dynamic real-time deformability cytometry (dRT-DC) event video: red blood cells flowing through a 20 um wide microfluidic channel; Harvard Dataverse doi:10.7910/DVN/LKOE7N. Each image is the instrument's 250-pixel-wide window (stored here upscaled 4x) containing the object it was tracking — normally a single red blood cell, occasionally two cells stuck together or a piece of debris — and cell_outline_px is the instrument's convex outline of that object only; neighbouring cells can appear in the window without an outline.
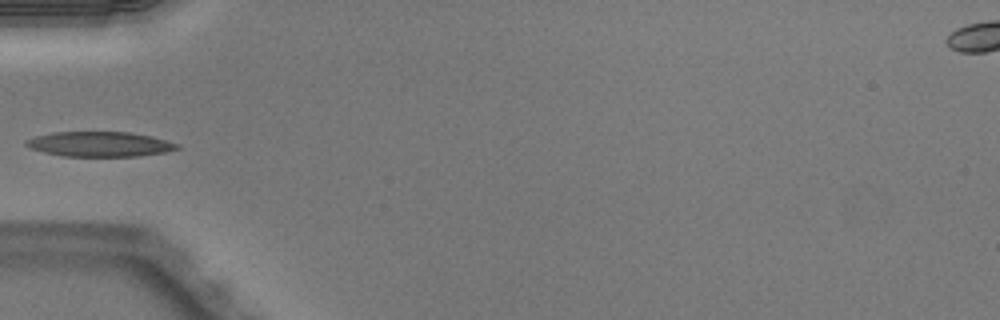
{"species": "Egyptian fruit bat (a non-hibernating species)", "species_latin": "Rousettus aegyptiacus", "temperature_condition": "warm", "stored_images_in_passage": 32, "camera_frame_rate_fps": 3000, "um_per_image_px": 0.085, "animal": {"sex": "male"}, "frame": {"image": 1, "passage_image": 1, "time_ms": 0.0, "image_size_px": [1000, 320], "cell_outline_px": [[180, 148], [164, 152], [140, 156], [60, 156], [44, 152], [32, 148], [24, 144], [24, 140], [36, 136], [56, 132], [128, 132], [152, 136], [180, 144]], "centroid_in_image_um": [8.49, 12.25], "position_along_channel_um": 76.5, "area_um2": 21.91}}